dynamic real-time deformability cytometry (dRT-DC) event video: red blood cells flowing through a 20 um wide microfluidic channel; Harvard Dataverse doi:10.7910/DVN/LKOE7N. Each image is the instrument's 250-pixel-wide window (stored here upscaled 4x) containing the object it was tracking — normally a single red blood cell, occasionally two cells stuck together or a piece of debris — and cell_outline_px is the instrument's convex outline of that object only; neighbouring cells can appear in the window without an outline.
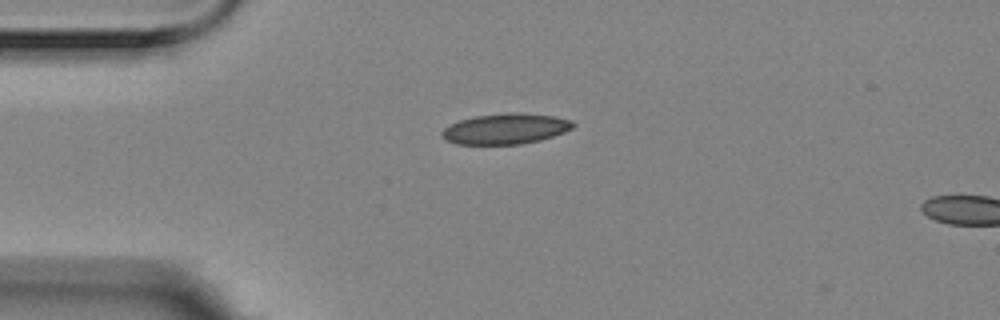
{"species": "Egyptian fruit bat (a non-hibernating species)", "species_latin": "Rousettus aegyptiacus", "temperature_condition": "room temperature", "stored_images_in_passage": 4, "camera_frame_rate_fps": 3000, "um_per_image_px": 0.085, "animal": {"sex": "female"}, "frame": {"image": 1, "passage_image": 3, "time_ms": 0.667, "image_size_px": [1000, 320], "cell_outline_px": [[576, 124], [572, 128], [564, 132], [540, 140], [520, 144], [456, 144], [440, 136], [440, 132], [448, 124], [460, 120], [476, 116], [508, 112], [520, 112], [556, 116], [572, 120]], "centroid_in_image_um": [42.97, 10.93], "position_along_channel_um": 42.0, "area_um2": 23.52}}